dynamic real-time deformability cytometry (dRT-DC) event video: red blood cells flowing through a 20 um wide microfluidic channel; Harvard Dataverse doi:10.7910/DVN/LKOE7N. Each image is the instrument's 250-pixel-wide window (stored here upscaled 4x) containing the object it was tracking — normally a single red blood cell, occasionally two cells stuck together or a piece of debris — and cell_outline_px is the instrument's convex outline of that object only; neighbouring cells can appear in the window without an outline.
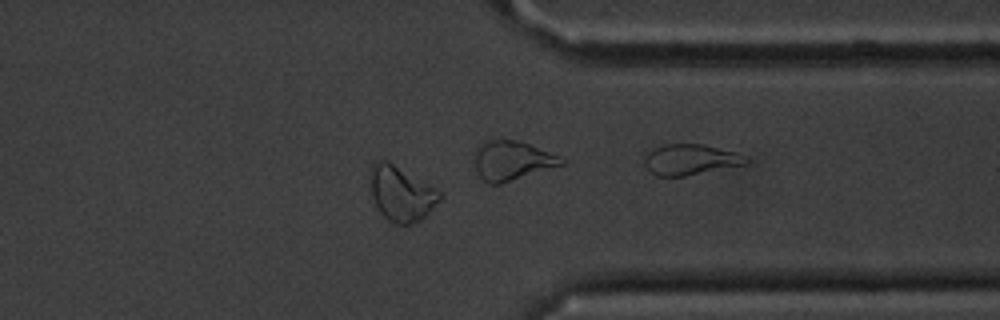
{"species": "common noctule bat (a hibernating species)", "species_latin": "Nyctalus noctula", "temperature_condition": "cold", "stored_images_in_passage": 36, "camera_frame_rate_fps": 3000, "um_per_image_px": 0.085, "animal": {"sex": "male", "body_mass_g": 20.1, "forearm_length_mm": 53.5}, "frame": {"image": 1, "passage_image": 31, "time_ms": 10.0, "image_size_px": [1000, 320], "cell_outline_px": [[444, 192], [440, 200], [424, 216], [408, 224], [396, 224], [388, 220], [384, 216], [376, 204], [372, 196], [368, 172], [372, 164], [376, 160], [388, 160]], "centroid_in_image_um": [34.09, 16.39], "position_along_channel_um": 377.3, "area_um2": 22.31}, "authors_computed_cell_mechanics": {"area_um2": 19.363, "velocity_mm_per_s": 3.5668, "shape_relaxation_time_tau1_ms": null, "shape_relaxation_time_tau2_ms": 3.4386, "deformation_change_tau1": null, "deformation_change_tau2": 0.0952}}